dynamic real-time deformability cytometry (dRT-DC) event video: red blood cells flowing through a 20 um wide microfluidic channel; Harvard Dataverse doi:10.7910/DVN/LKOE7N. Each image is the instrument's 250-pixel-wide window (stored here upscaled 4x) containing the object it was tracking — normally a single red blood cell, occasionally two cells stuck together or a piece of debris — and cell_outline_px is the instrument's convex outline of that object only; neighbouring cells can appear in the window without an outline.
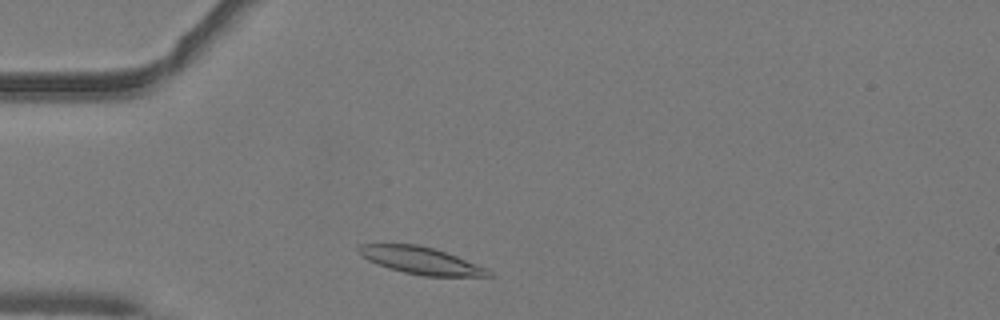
{"species": "common noctule bat (a hibernating species)", "species_latin": "Nyctalus noctula", "temperature_condition": "warm", "stored_images_in_passage": 40, "camera_frame_rate_fps": 3000, "um_per_image_px": 0.085, "animal": {"sex": "male", "body_mass_g": 19.2, "forearm_length_mm": 51.8}, "frame": {"image": 1, "passage_image": 3, "time_ms": 0.667, "image_size_px": [1000, 320], "cell_outline_px": [[496, 276], [424, 276], [404, 272], [388, 268], [376, 264], [360, 256], [356, 248], [360, 244], [420, 244], [456, 256], [488, 268]], "centroid_in_image_um": [35.76, 22.14], "position_along_channel_um": 49.2, "area_um2": 20.58}}
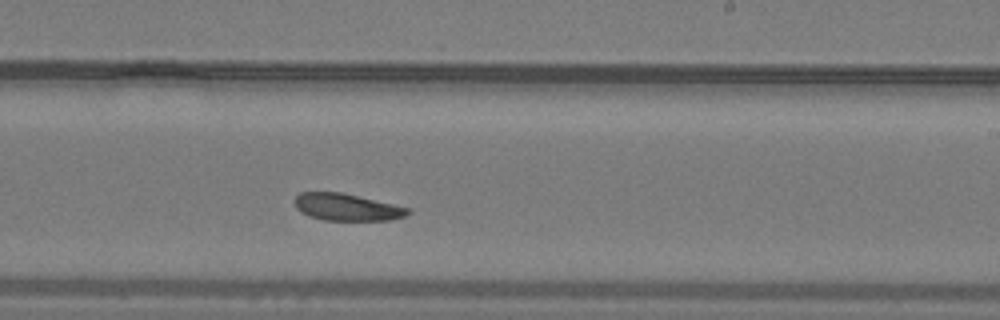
{"frame": {"image": 2, "passage_image": 20, "time_ms": 6.333, "image_size_px": [1000, 320], "cell_outline_px": [[412, 212], [404, 216], [392, 220], [324, 220], [300, 212], [296, 208], [296, 196], [300, 192], [340, 192], [392, 204], [408, 208]], "centroid_in_image_um": [29.48, 17.61], "position_along_channel_um": 259.5, "area_um2": 17.51}}
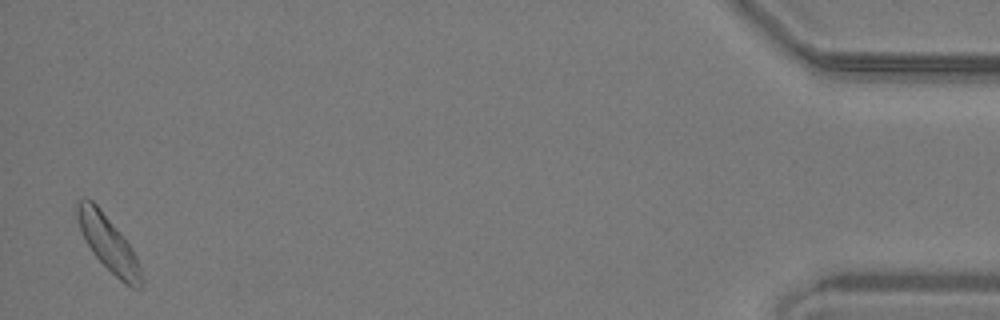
{"frame": {"image": 3, "passage_image": 39, "time_ms": 12.667, "image_size_px": [1000, 320], "cell_outline_px": [[144, 284], [140, 288], [132, 288], [120, 280], [92, 252], [80, 228], [76, 216], [76, 204], [80, 200], [92, 200], [100, 208], [132, 248], [140, 264], [144, 280]], "centroid_in_image_um": [9.25, 20.74], "position_along_channel_um": 425.9, "area_um2": 20.23}, "authors_computed_cell_mechanics": {"area_um2": 19.3919, "velocity_mm_per_s": 4.0091, "shape_relaxation_time_tau1_ms": 3.7388, "shape_relaxation_time_tau2_ms": 5.3602, "deformation_change_tau1": 0.113, "deformation_change_tau2": 0.0889}}